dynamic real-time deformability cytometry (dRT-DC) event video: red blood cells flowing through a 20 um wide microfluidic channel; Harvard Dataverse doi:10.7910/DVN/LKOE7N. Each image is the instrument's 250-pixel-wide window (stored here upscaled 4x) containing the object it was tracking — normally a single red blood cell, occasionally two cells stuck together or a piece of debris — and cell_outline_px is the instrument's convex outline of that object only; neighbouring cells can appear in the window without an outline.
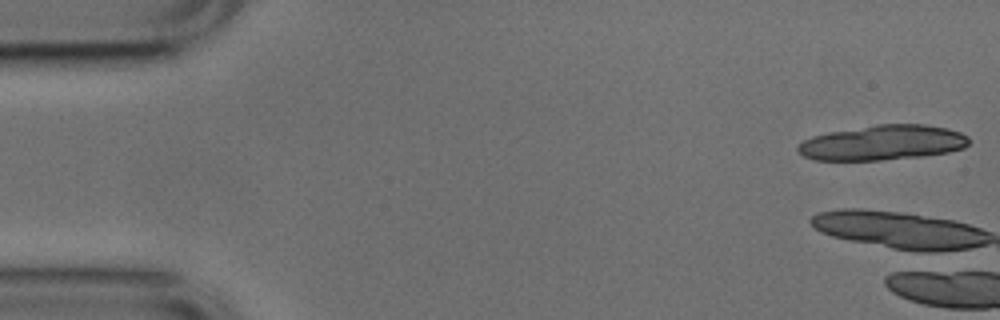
{"species": "common noctule bat (a hibernating species)", "species_latin": "Nyctalus noctula", "temperature_condition": "cold", "stored_images_in_passage": 5, "camera_frame_rate_fps": 3000, "um_per_image_px": 0.085, "animal": {"sex": "male", "body_mass_g": 17.9, "forearm_length_mm": 54.2}, "frame": {"image": 1, "passage_image": 1, "time_ms": 0.0, "image_size_px": [1000, 320], "cell_outline_px": [[968, 144], [964, 148], [948, 152], [920, 156], [880, 160], [816, 160], [804, 156], [796, 148], [804, 140], [812, 136], [828, 132], [876, 124], [924, 124], [948, 128], [960, 132], [968, 136]], "centroid_in_image_um": [75.03, 12.12], "position_along_channel_um": 10.0, "area_um2": 34.8}}